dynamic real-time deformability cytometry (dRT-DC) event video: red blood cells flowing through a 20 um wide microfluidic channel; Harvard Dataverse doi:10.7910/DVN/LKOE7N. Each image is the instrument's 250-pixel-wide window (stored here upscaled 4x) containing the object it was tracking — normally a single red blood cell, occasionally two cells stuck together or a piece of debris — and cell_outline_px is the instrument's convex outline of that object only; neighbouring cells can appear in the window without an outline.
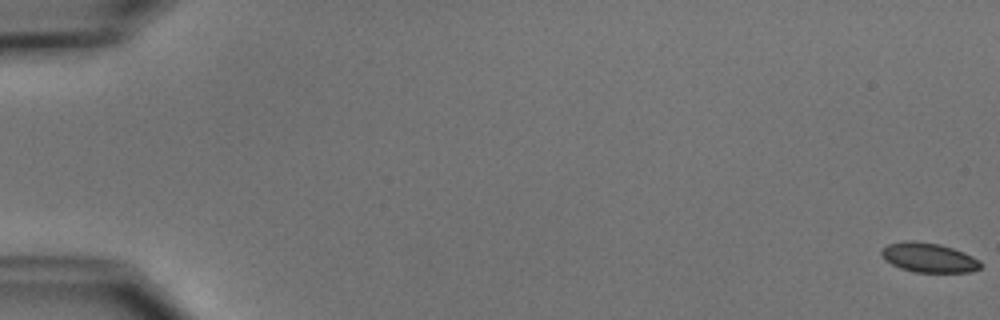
{"species": "common noctule bat (a hibernating species)", "species_latin": "Nyctalus noctula", "temperature_condition": "cold", "stored_images_in_passage": 55, "camera_frame_rate_fps": 3000, "um_per_image_px": 0.085, "animal": {"sex": "male", "body_mass_g": 15.6}, "frame": {"image": 1, "passage_image": 1, "time_ms": 0.0, "image_size_px": [1000, 320], "cell_outline_px": [[984, 264], [980, 268], [968, 272], [916, 272], [900, 268], [884, 260], [880, 252], [888, 244], [904, 240], [912, 240], [940, 244], [964, 252], [980, 260]], "centroid_in_image_um": [78.95, 21.89], "position_along_channel_um": 6.0, "area_um2": 17.11}}
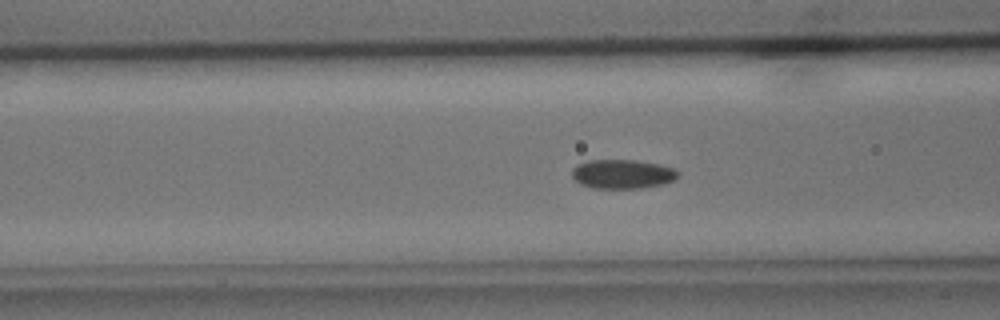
{"frame": {"image": 2, "passage_image": 23, "time_ms": 7.333, "image_size_px": [1000, 320], "cell_outline_px": [[680, 172], [672, 180], [664, 184], [640, 188], [592, 188], [580, 184], [572, 176], [572, 168], [576, 164], [588, 160], [636, 160], [660, 164], [672, 168]], "centroid_in_image_um": [52.87, 14.79], "position_along_channel_um": 113.7, "area_um2": 18.03}}
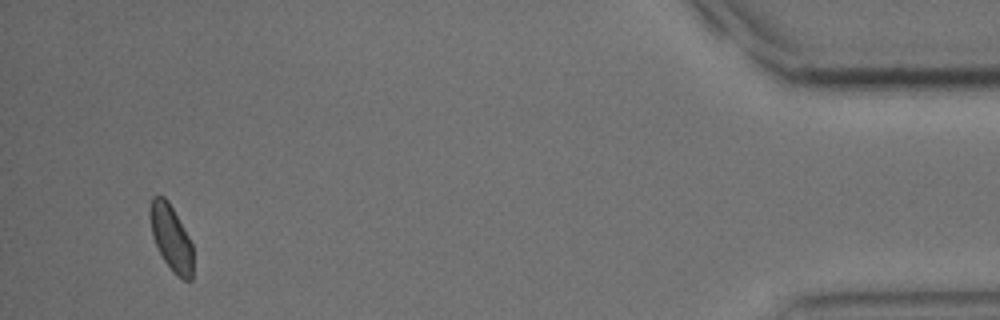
{"frame": {"image": 3, "passage_image": 53, "time_ms": 17.333, "image_size_px": [1000, 320], "cell_outline_px": [[192, 280], [184, 280], [172, 272], [164, 260], [152, 236], [148, 212], [148, 208], [152, 196], [164, 196], [168, 200], [188, 236], [192, 244]], "centroid_in_image_um": [14.51, 20.19], "position_along_channel_um": 420.7, "area_um2": 16.47}, "authors_computed_cell_mechanics": {"area_um2": 17.2244, "velocity_mm_per_s": 3.7491, "shape_relaxation_time_tau1_ms": 3.1187, "shape_relaxation_time_tau2_ms": null, "deformation_change_tau1": 0.0601, "deformation_change_tau2": null}}